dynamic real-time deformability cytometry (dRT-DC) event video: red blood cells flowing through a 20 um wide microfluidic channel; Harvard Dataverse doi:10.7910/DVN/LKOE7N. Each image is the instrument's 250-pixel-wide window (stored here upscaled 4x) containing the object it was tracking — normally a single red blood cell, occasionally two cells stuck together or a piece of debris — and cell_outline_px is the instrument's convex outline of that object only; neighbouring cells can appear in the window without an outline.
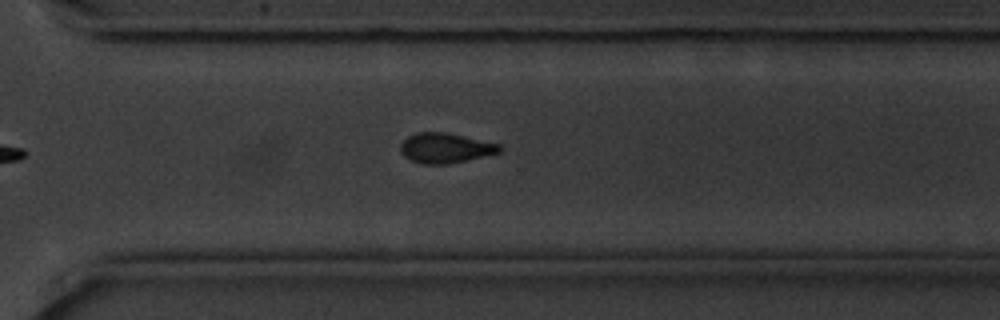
{"species": "common noctule bat (a hibernating species)", "species_latin": "Nyctalus noctula", "temperature_condition": "cold", "stored_images_in_passage": 32, "camera_frame_rate_fps": 3000, "um_per_image_px": 0.085, "animal": {"sex": "male", "body_mass_g": 20.1, "forearm_length_mm": 53.5}, "frame": {"image": 1, "passage_image": 23, "time_ms": 7.333, "image_size_px": [1000, 320], "cell_outline_px": [[500, 152], [468, 160], [448, 164], [420, 164], [404, 156], [400, 148], [400, 144], [408, 136], [416, 132], [444, 132], [500, 144]], "centroid_in_image_um": [37.83, 12.58], "position_along_channel_um": 332.8, "area_um2": 17.17}}